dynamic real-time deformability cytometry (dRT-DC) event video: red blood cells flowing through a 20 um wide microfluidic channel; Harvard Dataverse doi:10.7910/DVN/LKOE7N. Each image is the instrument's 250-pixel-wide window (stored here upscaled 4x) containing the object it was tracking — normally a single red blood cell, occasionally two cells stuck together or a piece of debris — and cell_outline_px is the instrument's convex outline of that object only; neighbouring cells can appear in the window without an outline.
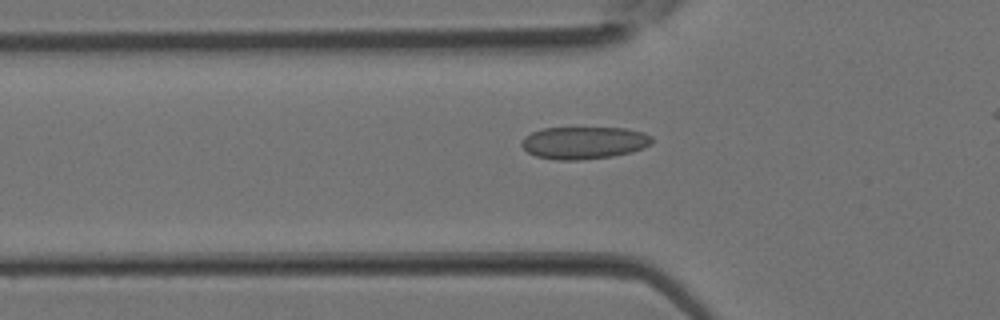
{"species": "Egyptian fruit bat (a non-hibernating species)", "species_latin": "Rousettus aegyptiacus", "temperature_condition": "room temperature", "stored_images_in_passage": 22, "camera_frame_rate_fps": 3000, "um_per_image_px": 0.085, "animal": {"sex": "female"}, "frame": {"image": 1, "passage_image": 4, "time_ms": 1.0, "image_size_px": [1000, 320], "cell_outline_px": [[652, 144], [644, 148], [632, 152], [612, 156], [580, 160], [556, 160], [536, 156], [528, 152], [520, 144], [520, 140], [524, 136], [532, 132], [544, 128], [628, 128], [644, 132], [652, 136]], "centroid_in_image_um": [49.65, 12.13], "position_along_channel_um": 76.1, "area_um2": 24.8}}
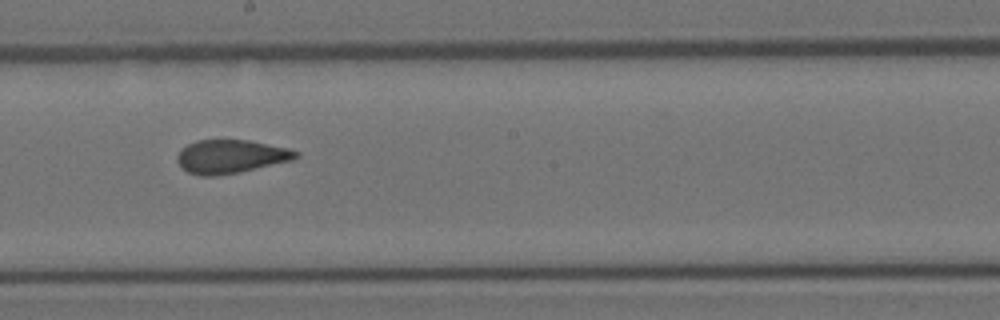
{"frame": {"image": 2, "passage_image": 12, "time_ms": 3.667, "image_size_px": [1000, 320], "cell_outline_px": [[300, 156], [292, 160], [240, 172], [216, 176], [200, 176], [188, 172], [176, 160], [176, 156], [180, 148], [196, 140], [248, 140], [288, 148], [300, 152]], "centroid_in_image_um": [19.6, 13.3], "position_along_channel_um": 228.6, "area_um2": 23.24}}
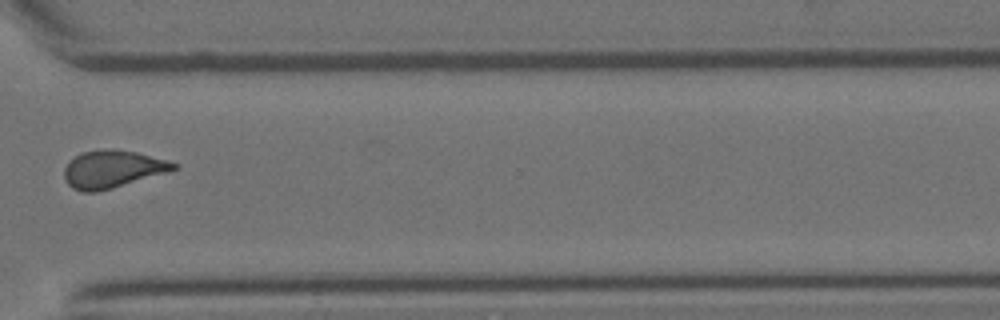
{"frame": {"image": 3, "passage_image": 19, "time_ms": 6.0, "image_size_px": [1000, 320], "cell_outline_px": [[180, 168], [168, 172], [96, 192], [84, 192], [72, 188], [68, 184], [64, 176], [64, 168], [68, 160], [84, 152], [136, 152], [168, 160], [176, 164]], "centroid_in_image_um": [9.56, 14.42], "position_along_channel_um": 361.0, "area_um2": 23.0}}